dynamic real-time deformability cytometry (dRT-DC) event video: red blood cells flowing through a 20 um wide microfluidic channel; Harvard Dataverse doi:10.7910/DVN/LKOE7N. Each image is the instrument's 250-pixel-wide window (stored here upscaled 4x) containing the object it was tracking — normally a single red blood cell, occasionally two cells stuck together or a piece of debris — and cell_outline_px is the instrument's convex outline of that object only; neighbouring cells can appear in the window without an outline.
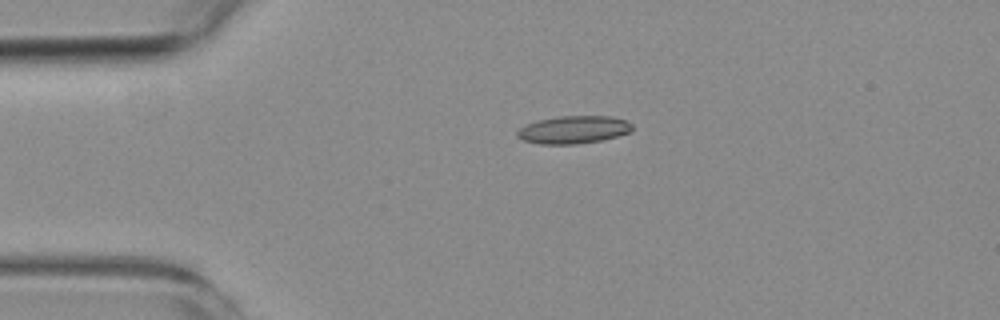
{"species": "common noctule bat (a hibernating species)", "species_latin": "Nyctalus noctula", "temperature_condition": "room temperature", "stored_images_in_passage": 3, "camera_frame_rate_fps": 3000, "um_per_image_px": 0.085, "animal": {"sex": "female", "body_mass_g": 19.3, "forearm_length_mm": 54.1}, "frame": {"image": 1, "passage_image": 2, "time_ms": 1.333, "image_size_px": [1000, 320], "cell_outline_px": [[632, 132], [600, 140], [576, 144], [540, 144], [524, 140], [516, 136], [516, 132], [520, 128], [536, 120], [560, 116], [612, 116], [624, 120], [632, 124]], "centroid_in_image_um": [48.75, 11.02], "position_along_channel_um": 36.3, "area_um2": 18.5}}
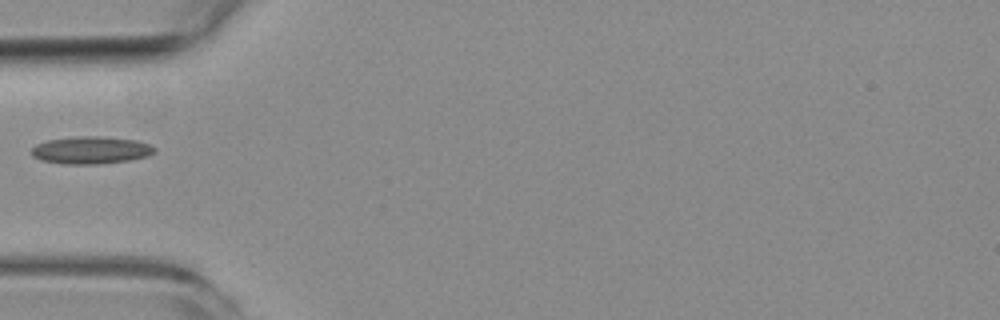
{"frame": {"image": 2, "passage_image": 3, "time_ms": 3.333, "image_size_px": [1000, 320], "cell_outline_px": [[156, 152], [148, 156], [128, 160], [100, 164], [64, 164], [40, 160], [32, 156], [32, 148], [36, 144], [48, 140], [76, 136], [96, 136], [136, 140], [148, 144], [156, 148]], "centroid_in_image_um": [7.72, 12.77], "position_along_channel_um": 77.3, "area_um2": 19.65}}